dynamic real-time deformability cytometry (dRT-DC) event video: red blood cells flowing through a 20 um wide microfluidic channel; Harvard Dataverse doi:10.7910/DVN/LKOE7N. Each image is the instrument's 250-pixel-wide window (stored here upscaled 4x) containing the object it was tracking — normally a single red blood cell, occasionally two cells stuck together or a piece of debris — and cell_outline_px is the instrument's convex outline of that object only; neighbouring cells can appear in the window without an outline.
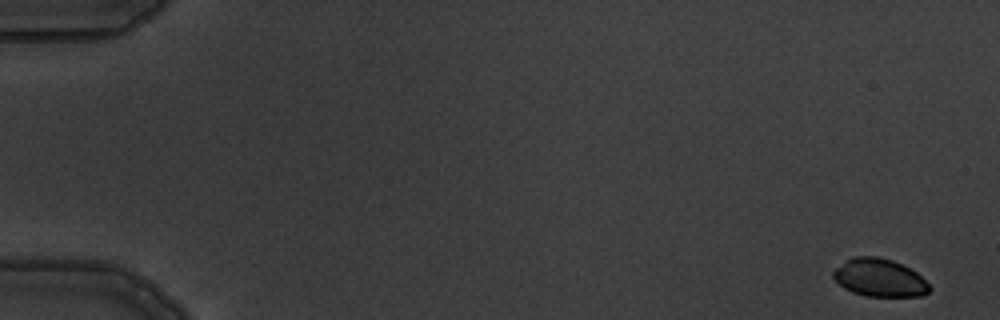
{"species": "common noctule bat (a hibernating species)", "species_latin": "Nyctalus noctula", "temperature_condition": "warm", "stored_images_in_passage": 8, "camera_frame_rate_fps": 3000, "um_per_image_px": 0.085, "animal": {"sex": "male", "body_mass_g": 19.5, "forearm_length_mm": 54.6}, "frame": {"image": 1, "passage_image": 1, "time_ms": 0.0, "image_size_px": [1000, 320], "cell_outline_px": [[932, 288], [928, 292], [920, 296], [868, 296], [852, 292], [844, 288], [832, 276], [832, 272], [836, 268], [852, 256], [876, 256], [892, 260], [916, 272]], "centroid_in_image_um": [74.74, 23.61], "position_along_channel_um": 10.3, "area_um2": 20.98}}